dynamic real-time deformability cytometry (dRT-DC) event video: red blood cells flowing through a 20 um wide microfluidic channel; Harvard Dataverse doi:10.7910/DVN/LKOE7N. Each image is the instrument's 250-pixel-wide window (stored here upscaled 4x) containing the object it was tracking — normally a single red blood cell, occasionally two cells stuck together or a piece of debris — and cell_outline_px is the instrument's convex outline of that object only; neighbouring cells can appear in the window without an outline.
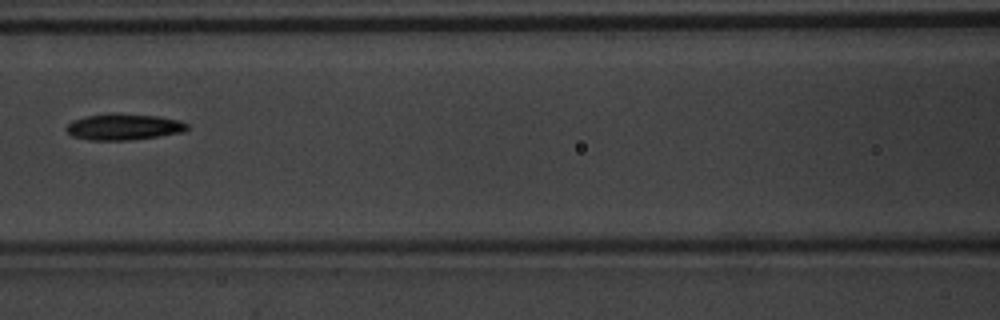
{"species": "common noctule bat (a hibernating species)", "species_latin": "Nyctalus noctula", "temperature_condition": "warm", "stored_images_in_passage": 8, "camera_frame_rate_fps": 3000, "um_per_image_px": 0.085, "animal": {"sex": "male", "body_mass_g": 20.1, "forearm_length_mm": 53.5}, "frame": {"image": 1, "passage_image": 7, "time_ms": 2.0, "image_size_px": [1000, 320], "cell_outline_px": [[188, 128], [184, 132], [160, 136], [128, 140], [92, 140], [72, 136], [64, 128], [72, 120], [84, 116], [160, 116], [180, 120], [188, 124]], "centroid_in_image_um": [10.54, 10.83], "position_along_channel_um": 156.1, "area_um2": 17.69}}